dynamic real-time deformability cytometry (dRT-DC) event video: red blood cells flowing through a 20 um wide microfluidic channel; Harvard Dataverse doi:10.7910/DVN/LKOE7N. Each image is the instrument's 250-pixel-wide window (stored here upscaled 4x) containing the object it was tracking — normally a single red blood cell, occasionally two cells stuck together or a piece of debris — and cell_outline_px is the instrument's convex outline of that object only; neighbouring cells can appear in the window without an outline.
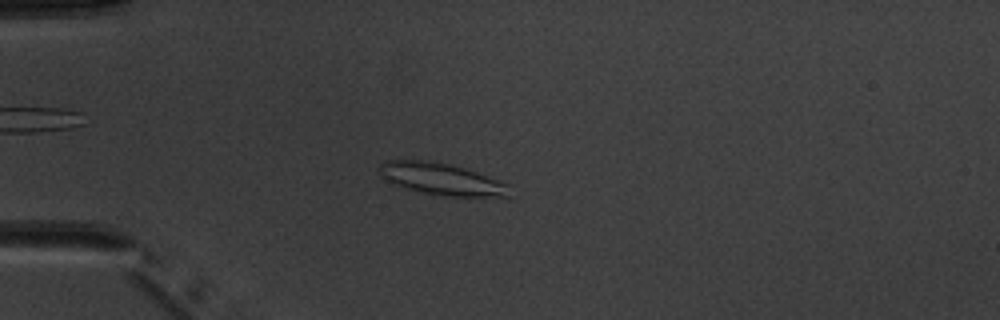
{"species": "common noctule bat (a hibernating species)", "species_latin": "Nyctalus noctula", "temperature_condition": "warm", "stored_images_in_passage": 5, "camera_frame_rate_fps": 3000, "um_per_image_px": 0.085, "animal": {"sex": "male", "body_mass_g": 20.1, "forearm_length_mm": 53.5}, "frame": {"image": 1, "passage_image": 2, "time_ms": 2.0, "image_size_px": [1000, 320], "cell_outline_px": [[508, 196], [448, 196], [420, 192], [404, 188], [392, 184], [384, 180], [380, 172], [380, 164], [388, 160], [432, 160], [464, 168], [476, 172], [508, 184]], "centroid_in_image_um": [37.45, 15.21], "position_along_channel_um": 47.5, "area_um2": 23.87}}
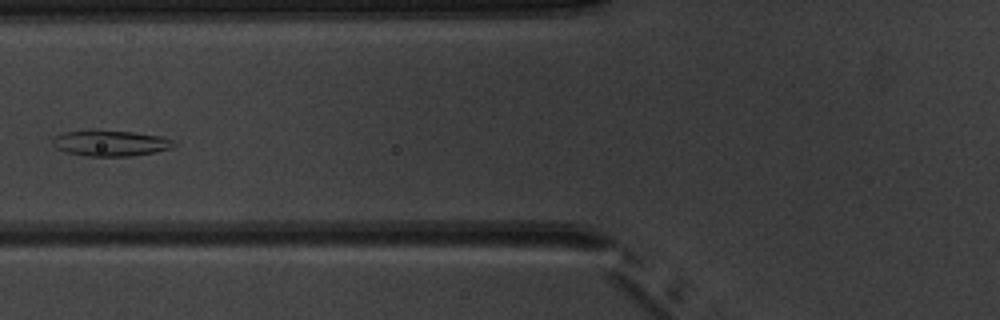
{"frame": {"image": 2, "passage_image": 4, "time_ms": 4.333, "image_size_px": [1000, 320], "cell_outline_px": [[176, 144], [172, 148], [156, 152], [132, 156], [88, 156], [64, 152], [56, 148], [52, 144], [52, 140], [56, 136], [64, 132], [96, 128], [132, 132], [160, 136], [172, 140]], "centroid_in_image_um": [9.36, 12.15], "position_along_channel_um": 116.4, "area_um2": 18.67}}